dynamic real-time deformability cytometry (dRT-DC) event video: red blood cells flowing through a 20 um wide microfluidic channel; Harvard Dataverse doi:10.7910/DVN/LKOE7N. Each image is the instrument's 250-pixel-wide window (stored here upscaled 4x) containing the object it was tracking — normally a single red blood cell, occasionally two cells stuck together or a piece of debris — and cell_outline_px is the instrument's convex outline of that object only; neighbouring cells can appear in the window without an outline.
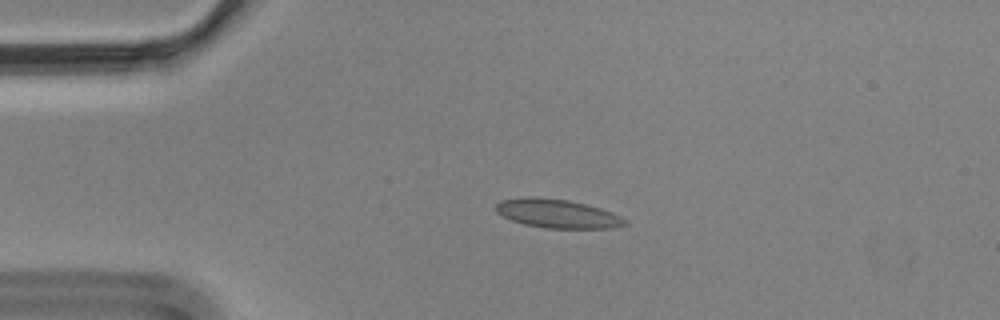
{"species": "Egyptian fruit bat (a non-hibernating species)", "species_latin": "Rousettus aegyptiacus", "temperature_condition": "cold", "stored_images_in_passage": 4, "camera_frame_rate_fps": 3000, "um_per_image_px": 0.085, "animal": {"sex": "male"}, "frame": {"image": 1, "passage_image": 3, "time_ms": 0.667, "image_size_px": [1000, 320], "cell_outline_px": [[628, 224], [612, 228], [548, 228], [524, 224], [512, 220], [496, 212], [496, 204], [500, 200], [524, 196], [532, 196], [568, 200], [600, 208], [612, 212], [628, 220]], "centroid_in_image_um": [47.38, 18.15], "position_along_channel_um": 37.6, "area_um2": 21.62}}